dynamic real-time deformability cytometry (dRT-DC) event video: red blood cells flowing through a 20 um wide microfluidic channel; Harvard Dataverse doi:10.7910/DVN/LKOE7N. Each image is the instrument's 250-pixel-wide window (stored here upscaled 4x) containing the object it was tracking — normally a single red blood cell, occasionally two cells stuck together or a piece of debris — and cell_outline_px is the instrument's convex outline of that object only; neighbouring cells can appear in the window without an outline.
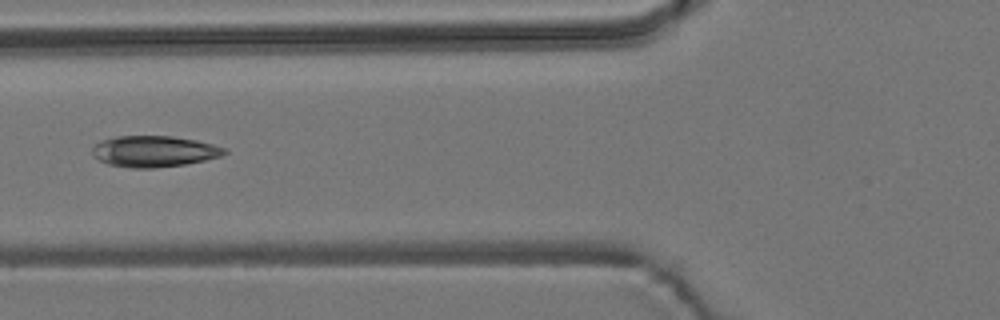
{"species": "common noctule bat (a hibernating species)", "species_latin": "Nyctalus noctula", "temperature_condition": "room temperature", "stored_images_in_passage": 4, "camera_frame_rate_fps": 3000, "um_per_image_px": 0.085, "animal": {"sex": "male", "body_mass_g": 19.2, "forearm_length_mm": 51.8}, "frame": {"image": 1, "passage_image": 4, "time_ms": 3.333, "image_size_px": [1000, 320], "cell_outline_px": [[228, 152], [220, 156], [204, 160], [184, 164], [156, 168], [132, 168], [108, 164], [92, 156], [92, 148], [100, 140], [116, 136], [172, 136], [196, 140], [228, 148]], "centroid_in_image_um": [13.09, 12.86], "position_along_channel_um": 112.7, "area_um2": 24.04}}